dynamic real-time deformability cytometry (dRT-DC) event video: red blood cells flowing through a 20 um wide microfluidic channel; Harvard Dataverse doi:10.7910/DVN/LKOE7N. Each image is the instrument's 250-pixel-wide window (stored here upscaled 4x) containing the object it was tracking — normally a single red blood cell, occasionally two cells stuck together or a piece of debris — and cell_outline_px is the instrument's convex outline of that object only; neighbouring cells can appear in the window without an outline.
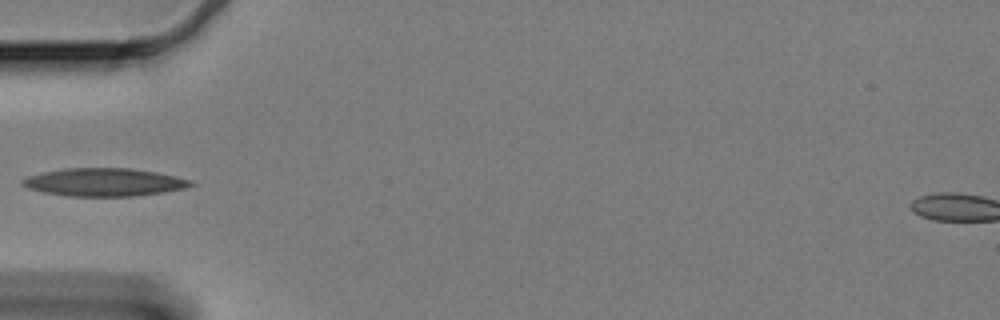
{"species": "Egyptian fruit bat (a non-hibernating species)", "species_latin": "Rousettus aegyptiacus", "temperature_condition": "cold", "stored_images_in_passage": 41, "camera_frame_rate_fps": 3000, "um_per_image_px": 0.085, "animal": {"sex": "female"}, "frame": {"image": 1, "passage_image": 1, "time_ms": 0.0, "image_size_px": [1000, 320], "cell_outline_px": [[196, 184], [184, 188], [164, 192], [136, 196], [64, 196], [44, 192], [28, 188], [20, 184], [20, 180], [28, 176], [44, 172], [64, 168], [128, 168], [156, 172], [176, 176], [192, 180]], "centroid_in_image_um": [8.85, 15.49], "position_along_channel_um": 76.2, "area_um2": 27.51}}
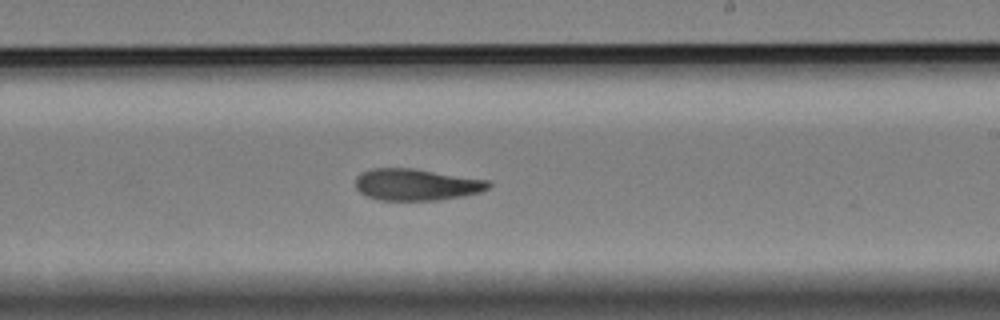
{"frame": {"image": 2, "passage_image": 17, "time_ms": 5.333, "image_size_px": [1000, 320], "cell_outline_px": [[492, 184], [488, 188], [480, 192], [464, 196], [440, 200], [380, 200], [368, 196], [360, 192], [356, 188], [356, 176], [360, 172], [372, 168], [412, 168], [488, 180]], "centroid_in_image_um": [35.38, 15.69], "position_along_channel_um": 253.6, "area_um2": 24.57}}
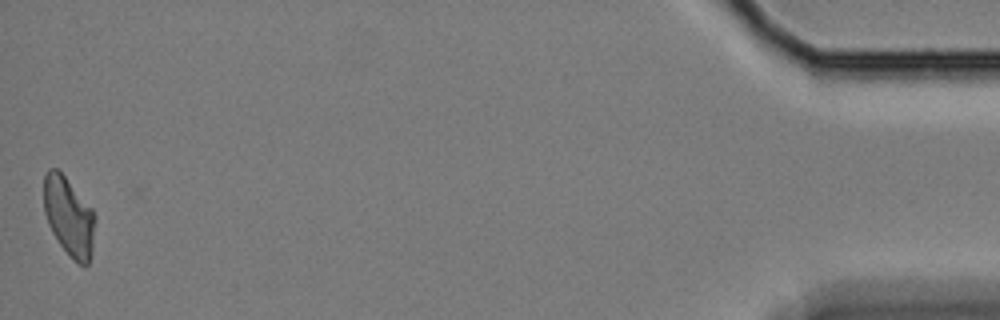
{"frame": {"image": 3, "passage_image": 41, "time_ms": 13.333, "image_size_px": [1000, 320], "cell_outline_px": [[96, 220], [92, 252], [88, 264], [84, 268], [76, 264], [60, 244], [52, 232], [48, 224], [44, 212], [44, 176], [48, 168], [56, 168], [64, 176], [92, 208], [96, 216]], "centroid_in_image_um": [5.87, 18.45], "position_along_channel_um": 429.3, "area_um2": 23.76}}